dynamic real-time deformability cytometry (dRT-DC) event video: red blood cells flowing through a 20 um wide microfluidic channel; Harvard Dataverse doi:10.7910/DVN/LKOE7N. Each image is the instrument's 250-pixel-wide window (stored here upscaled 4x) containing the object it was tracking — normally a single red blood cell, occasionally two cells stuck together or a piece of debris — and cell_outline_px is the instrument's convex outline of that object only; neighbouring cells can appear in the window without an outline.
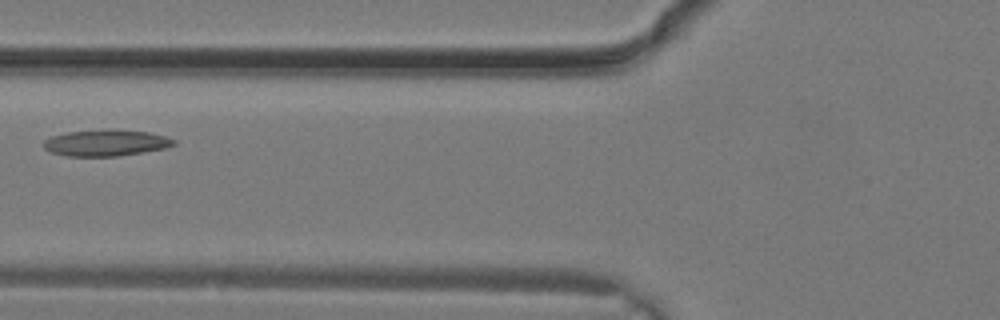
{"species": "common noctule bat (a hibernating species)", "species_latin": "Nyctalus noctula", "temperature_condition": "warm", "stored_images_in_passage": 11, "camera_frame_rate_fps": 3000, "um_per_image_px": 0.085, "animal": {"sex": "male", "body_mass_g": 19.2, "forearm_length_mm": 51.8}, "frame": {"image": 1, "passage_image": 10, "time_ms": 3.0, "image_size_px": [1000, 320], "cell_outline_px": [[176, 144], [164, 148], [120, 156], [68, 156], [52, 152], [44, 148], [44, 140], [52, 136], [68, 132], [112, 128], [148, 132], [164, 136], [176, 140]], "centroid_in_image_um": [9.02, 12.13], "position_along_channel_um": 116.8, "area_um2": 20.0}}